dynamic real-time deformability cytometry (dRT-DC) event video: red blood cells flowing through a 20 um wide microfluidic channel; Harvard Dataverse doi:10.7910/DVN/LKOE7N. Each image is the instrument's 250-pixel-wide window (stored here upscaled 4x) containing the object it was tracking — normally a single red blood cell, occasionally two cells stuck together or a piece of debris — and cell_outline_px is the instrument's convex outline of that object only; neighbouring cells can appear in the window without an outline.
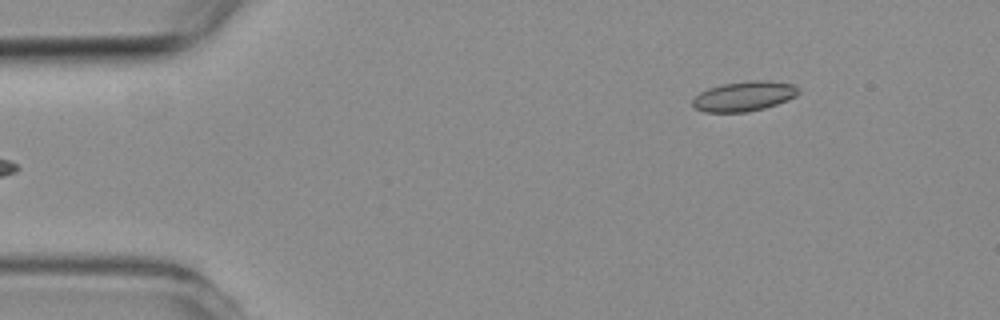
{"species": "common noctule bat (a hibernating species)", "species_latin": "Nyctalus noctula", "temperature_condition": "room temperature", "stored_images_in_passage": 2, "camera_frame_rate_fps": 3000, "um_per_image_px": 0.085, "animal": {"sex": "female", "body_mass_g": 19.3, "forearm_length_mm": 54.1}, "frame": {"image": 1, "passage_image": 2, "time_ms": 1.333, "image_size_px": [1000, 320], "cell_outline_px": [[800, 92], [796, 96], [788, 100], [764, 108], [748, 112], [704, 112], [696, 108], [692, 104], [692, 100], [700, 92], [708, 88], [720, 84], [748, 80], [768, 80], [792, 84]], "centroid_in_image_um": [63.23, 8.17], "position_along_channel_um": 21.8, "area_um2": 18.5}}